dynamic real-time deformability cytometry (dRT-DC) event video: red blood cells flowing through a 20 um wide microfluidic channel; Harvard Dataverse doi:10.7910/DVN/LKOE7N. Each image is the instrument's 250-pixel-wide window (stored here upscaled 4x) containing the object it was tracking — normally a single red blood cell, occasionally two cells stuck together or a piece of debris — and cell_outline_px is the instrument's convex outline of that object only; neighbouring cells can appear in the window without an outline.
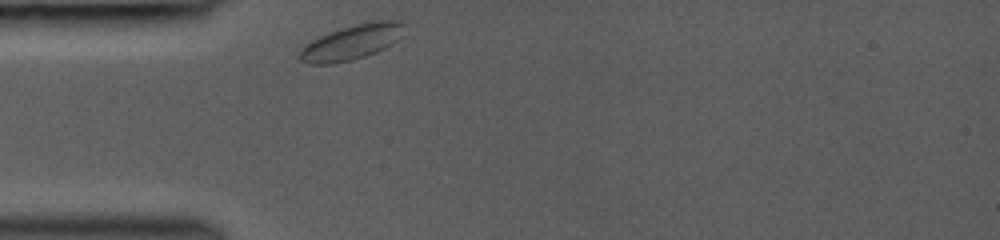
{"species": "common noctule bat (a hibernating species)", "species_latin": "Nyctalus noctula", "temperature_condition": "room temperature", "stored_images_in_passage": 16, "camera_frame_rate_fps": 3000, "um_per_image_px": 0.085, "animal": {"sex": "female", "body_mass_g": 19.0, "forearm_length_mm": 53.3}, "frame": {"image": 1, "passage_image": 1, "time_ms": 0.0, "image_size_px": [1000, 240], "cell_outline_px": [[404, 24], [396, 40], [392, 44], [376, 52], [352, 60], [332, 64], [308, 64], [300, 60], [300, 52], [312, 40], [320, 36], [356, 24], [376, 20], [400, 20]], "centroid_in_image_um": [29.89, 3.6], "position_along_channel_um": 55.1, "area_um2": 20.69}}
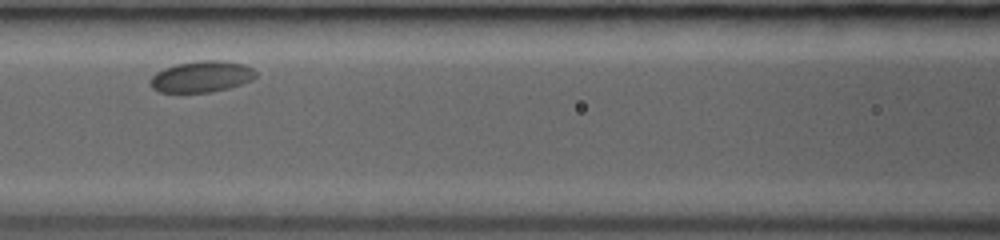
{"frame": {"image": 2, "passage_image": 9, "time_ms": 2.667, "image_size_px": [1000, 240], "cell_outline_px": [[256, 76], [252, 80], [228, 88], [212, 92], [160, 92], [152, 88], [148, 84], [148, 80], [156, 72], [164, 68], [176, 64], [200, 60], [220, 60], [244, 64], [252, 68], [256, 72]], "centroid_in_image_um": [17.1, 6.51], "position_along_channel_um": 149.5, "area_um2": 19.31}}
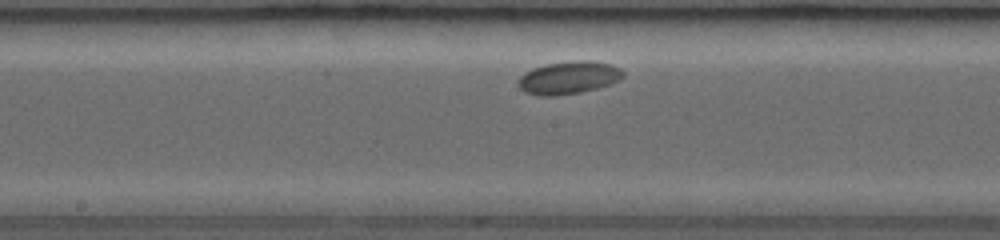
{"frame": {"image": 3, "passage_image": 13, "time_ms": 4.0, "image_size_px": [1000, 240], "cell_outline_px": [[624, 76], [620, 80], [612, 84], [580, 92], [556, 96], [540, 96], [524, 92], [516, 84], [516, 80], [524, 72], [532, 68], [544, 64], [572, 60], [588, 60], [612, 64], [620, 68], [624, 72]], "centroid_in_image_um": [48.31, 6.59], "position_along_channel_um": 199.9, "area_um2": 20.46}}